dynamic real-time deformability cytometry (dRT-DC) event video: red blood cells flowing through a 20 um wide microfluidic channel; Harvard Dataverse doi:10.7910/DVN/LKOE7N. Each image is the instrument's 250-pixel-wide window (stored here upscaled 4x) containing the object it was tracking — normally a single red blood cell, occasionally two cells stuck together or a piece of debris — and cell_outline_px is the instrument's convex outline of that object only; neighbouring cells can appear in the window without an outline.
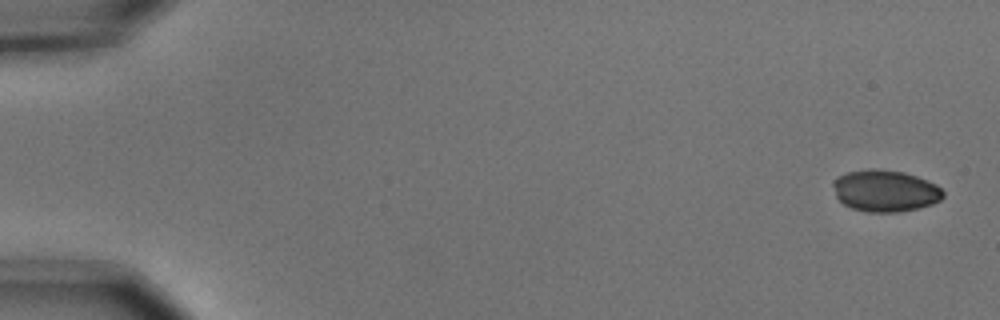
{"species": "common noctule bat (a hibernating species)", "species_latin": "Nyctalus noctula", "temperature_condition": "cold", "stored_images_in_passage": 5, "camera_frame_rate_fps": 3000, "um_per_image_px": 0.085, "animal": {"sex": "male", "body_mass_g": 15.6}, "frame": {"image": 1, "passage_image": 1, "time_ms": 0.0, "image_size_px": [1000, 320], "cell_outline_px": [[944, 196], [940, 200], [932, 204], [916, 208], [896, 212], [868, 212], [852, 208], [844, 204], [836, 196], [832, 184], [832, 180], [836, 176], [848, 172], [868, 168], [876, 168], [904, 172], [928, 180], [936, 184], [944, 192]], "centroid_in_image_um": [75.22, 16.2], "position_along_channel_um": 9.8, "area_um2": 26.88}}
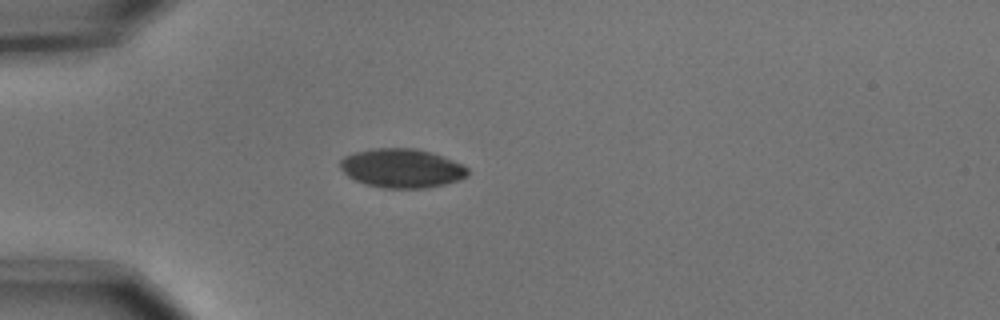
{"frame": {"image": 2, "passage_image": 5, "time_ms": 1.333, "image_size_px": [1000, 320], "cell_outline_px": [[468, 176], [460, 180], [444, 184], [424, 188], [384, 188], [364, 184], [348, 176], [340, 168], [340, 160], [344, 156], [352, 152], [372, 148], [416, 148], [432, 152], [444, 156], [468, 168]], "centroid_in_image_um": [34.14, 14.29], "position_along_channel_um": 50.9, "area_um2": 29.19}}